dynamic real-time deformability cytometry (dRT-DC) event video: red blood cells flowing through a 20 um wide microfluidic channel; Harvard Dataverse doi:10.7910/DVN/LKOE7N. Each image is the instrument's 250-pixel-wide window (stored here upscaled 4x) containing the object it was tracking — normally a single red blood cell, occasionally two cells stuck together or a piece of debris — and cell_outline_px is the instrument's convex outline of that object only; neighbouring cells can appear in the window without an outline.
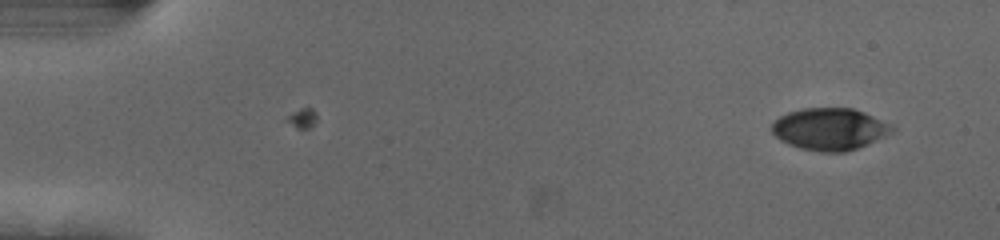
{"species": "human", "species_latin": "Homo sapiens", "temperature_condition": "cold", "stored_images_in_passage": 6, "camera_frame_rate_fps": 3000, "um_per_image_px": 0.085, "donor": {"sex": "female"}, "frame": {"image": 1, "passage_image": 4, "time_ms": 1.0, "image_size_px": [1000, 240], "cell_outline_px": [[896, 128], [892, 132], [856, 148], [844, 152], [824, 152], [800, 148], [788, 144], [780, 140], [772, 132], [772, 124], [780, 116], [788, 112], [804, 108], [852, 108], [864, 112]], "centroid_in_image_um": [70.48, 10.96], "position_along_channel_um": 14.5, "area_um2": 28.9}}